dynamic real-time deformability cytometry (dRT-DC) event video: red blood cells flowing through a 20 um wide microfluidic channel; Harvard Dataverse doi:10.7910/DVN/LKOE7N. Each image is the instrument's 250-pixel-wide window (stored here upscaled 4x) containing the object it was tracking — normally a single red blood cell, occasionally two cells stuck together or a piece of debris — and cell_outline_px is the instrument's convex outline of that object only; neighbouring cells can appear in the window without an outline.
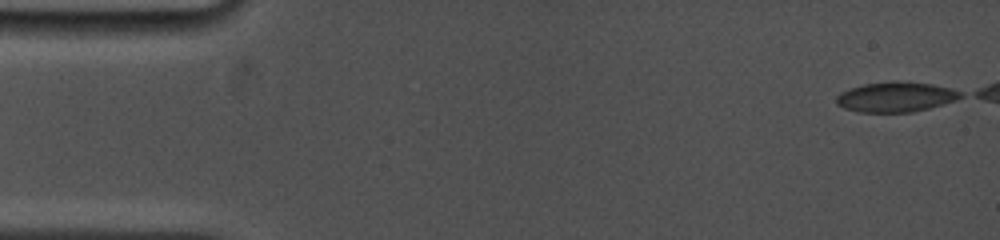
{"species": "common noctule bat (a hibernating species)", "species_latin": "Nyctalus noctula", "temperature_condition": "cold", "stored_images_in_passage": 55, "camera_frame_rate_fps": 5000, "um_per_image_px": 0.085, "animal": {"sex": "female", "body_mass_g": 19.0, "forearm_length_mm": 53.3}, "frame": {"image": 1, "passage_image": 1, "time_ms": 0.0, "image_size_px": [1000, 240], "cell_outline_px": [[964, 96], [956, 100], [928, 108], [912, 112], [860, 112], [844, 108], [836, 104], [836, 96], [840, 92], [864, 84], [892, 80], [900, 80], [932, 84], [952, 88], [964, 92]], "centroid_in_image_um": [76.17, 8.22], "position_along_channel_um": 8.8, "area_um2": 21.96}}
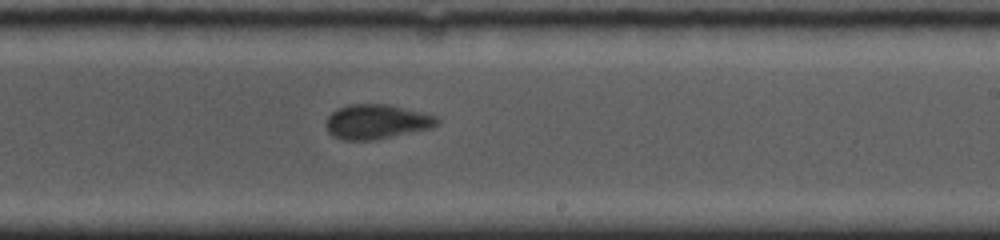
{"frame": {"image": 2, "passage_image": 36, "time_ms": 9.8, "image_size_px": [1000, 240], "cell_outline_px": [[440, 120], [432, 128], [376, 140], [344, 140], [332, 136], [328, 132], [324, 124], [328, 116], [332, 112], [348, 104], [388, 104], [424, 112], [436, 116]], "centroid_in_image_um": [32.0, 10.35], "position_along_channel_um": 257.0, "area_um2": 22.6}}
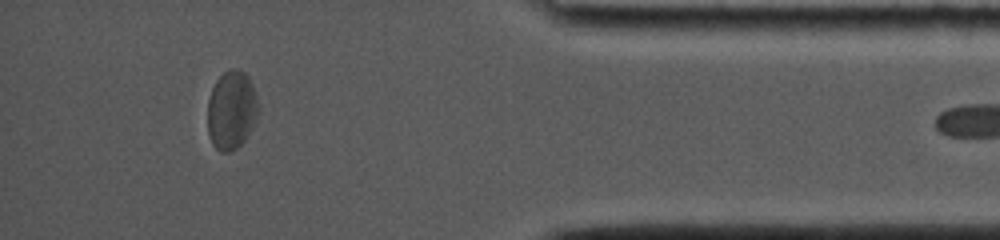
{"frame": {"image": 3, "passage_image": 54, "time_ms": 14.6, "image_size_px": [1000, 240], "cell_outline_px": [[260, 108], [256, 120], [252, 128], [244, 140], [236, 148], [228, 152], [220, 152], [212, 144], [208, 132], [208, 100], [212, 88], [216, 80], [224, 72], [232, 68], [236, 68], [244, 72], [248, 76], [252, 84]], "centroid_in_image_um": [19.68, 9.35], "position_along_channel_um": 415.5, "area_um2": 23.35}}